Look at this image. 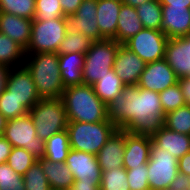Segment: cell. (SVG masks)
<instances>
[{
  "mask_svg": "<svg viewBox=\"0 0 190 190\" xmlns=\"http://www.w3.org/2000/svg\"><path fill=\"white\" fill-rule=\"evenodd\" d=\"M151 145L152 140L150 136L136 135L125 131L124 169L130 170L147 164L150 158Z\"/></svg>",
  "mask_w": 190,
  "mask_h": 190,
  "instance_id": "obj_17",
  "label": "cell"
},
{
  "mask_svg": "<svg viewBox=\"0 0 190 190\" xmlns=\"http://www.w3.org/2000/svg\"><path fill=\"white\" fill-rule=\"evenodd\" d=\"M178 83L174 70L163 58L147 63L138 82V87L155 92H162Z\"/></svg>",
  "mask_w": 190,
  "mask_h": 190,
  "instance_id": "obj_13",
  "label": "cell"
},
{
  "mask_svg": "<svg viewBox=\"0 0 190 190\" xmlns=\"http://www.w3.org/2000/svg\"><path fill=\"white\" fill-rule=\"evenodd\" d=\"M25 54L24 66L30 72L40 98H61L65 88L61 78L58 53Z\"/></svg>",
  "mask_w": 190,
  "mask_h": 190,
  "instance_id": "obj_2",
  "label": "cell"
},
{
  "mask_svg": "<svg viewBox=\"0 0 190 190\" xmlns=\"http://www.w3.org/2000/svg\"><path fill=\"white\" fill-rule=\"evenodd\" d=\"M164 126L174 132L190 135V106L184 105L165 114Z\"/></svg>",
  "mask_w": 190,
  "mask_h": 190,
  "instance_id": "obj_31",
  "label": "cell"
},
{
  "mask_svg": "<svg viewBox=\"0 0 190 190\" xmlns=\"http://www.w3.org/2000/svg\"><path fill=\"white\" fill-rule=\"evenodd\" d=\"M130 190H150L148 184L147 164L126 170Z\"/></svg>",
  "mask_w": 190,
  "mask_h": 190,
  "instance_id": "obj_40",
  "label": "cell"
},
{
  "mask_svg": "<svg viewBox=\"0 0 190 190\" xmlns=\"http://www.w3.org/2000/svg\"><path fill=\"white\" fill-rule=\"evenodd\" d=\"M155 148L167 150L177 160L190 151V135L174 132L165 126L151 136Z\"/></svg>",
  "mask_w": 190,
  "mask_h": 190,
  "instance_id": "obj_20",
  "label": "cell"
},
{
  "mask_svg": "<svg viewBox=\"0 0 190 190\" xmlns=\"http://www.w3.org/2000/svg\"><path fill=\"white\" fill-rule=\"evenodd\" d=\"M25 49L0 32V64L8 68H15L24 65Z\"/></svg>",
  "mask_w": 190,
  "mask_h": 190,
  "instance_id": "obj_26",
  "label": "cell"
},
{
  "mask_svg": "<svg viewBox=\"0 0 190 190\" xmlns=\"http://www.w3.org/2000/svg\"><path fill=\"white\" fill-rule=\"evenodd\" d=\"M65 17L60 0H35L36 20H50Z\"/></svg>",
  "mask_w": 190,
  "mask_h": 190,
  "instance_id": "obj_38",
  "label": "cell"
},
{
  "mask_svg": "<svg viewBox=\"0 0 190 190\" xmlns=\"http://www.w3.org/2000/svg\"><path fill=\"white\" fill-rule=\"evenodd\" d=\"M125 84L121 81L114 70H110L98 81H96L92 87L96 95L108 105L113 99L121 95V92Z\"/></svg>",
  "mask_w": 190,
  "mask_h": 190,
  "instance_id": "obj_27",
  "label": "cell"
},
{
  "mask_svg": "<svg viewBox=\"0 0 190 190\" xmlns=\"http://www.w3.org/2000/svg\"><path fill=\"white\" fill-rule=\"evenodd\" d=\"M164 59L178 79L190 77V33L168 39Z\"/></svg>",
  "mask_w": 190,
  "mask_h": 190,
  "instance_id": "obj_15",
  "label": "cell"
},
{
  "mask_svg": "<svg viewBox=\"0 0 190 190\" xmlns=\"http://www.w3.org/2000/svg\"><path fill=\"white\" fill-rule=\"evenodd\" d=\"M107 118L118 129L151 137L164 127L165 114L158 92L125 85L107 105Z\"/></svg>",
  "mask_w": 190,
  "mask_h": 190,
  "instance_id": "obj_1",
  "label": "cell"
},
{
  "mask_svg": "<svg viewBox=\"0 0 190 190\" xmlns=\"http://www.w3.org/2000/svg\"><path fill=\"white\" fill-rule=\"evenodd\" d=\"M5 89L10 92L11 96L22 101L28 110L41 100L32 76L24 65L10 68Z\"/></svg>",
  "mask_w": 190,
  "mask_h": 190,
  "instance_id": "obj_11",
  "label": "cell"
},
{
  "mask_svg": "<svg viewBox=\"0 0 190 190\" xmlns=\"http://www.w3.org/2000/svg\"><path fill=\"white\" fill-rule=\"evenodd\" d=\"M66 33L65 17L50 20L33 19L31 38L25 53H58V48Z\"/></svg>",
  "mask_w": 190,
  "mask_h": 190,
  "instance_id": "obj_9",
  "label": "cell"
},
{
  "mask_svg": "<svg viewBox=\"0 0 190 190\" xmlns=\"http://www.w3.org/2000/svg\"><path fill=\"white\" fill-rule=\"evenodd\" d=\"M68 121L95 123L107 121V105L96 95L92 85L65 88L61 97Z\"/></svg>",
  "mask_w": 190,
  "mask_h": 190,
  "instance_id": "obj_3",
  "label": "cell"
},
{
  "mask_svg": "<svg viewBox=\"0 0 190 190\" xmlns=\"http://www.w3.org/2000/svg\"><path fill=\"white\" fill-rule=\"evenodd\" d=\"M178 84L181 87L186 105L190 106V77L179 78Z\"/></svg>",
  "mask_w": 190,
  "mask_h": 190,
  "instance_id": "obj_44",
  "label": "cell"
},
{
  "mask_svg": "<svg viewBox=\"0 0 190 190\" xmlns=\"http://www.w3.org/2000/svg\"><path fill=\"white\" fill-rule=\"evenodd\" d=\"M143 28L161 30L162 5L159 0H150L135 8Z\"/></svg>",
  "mask_w": 190,
  "mask_h": 190,
  "instance_id": "obj_29",
  "label": "cell"
},
{
  "mask_svg": "<svg viewBox=\"0 0 190 190\" xmlns=\"http://www.w3.org/2000/svg\"><path fill=\"white\" fill-rule=\"evenodd\" d=\"M122 0H97V23L104 39L116 37L118 15Z\"/></svg>",
  "mask_w": 190,
  "mask_h": 190,
  "instance_id": "obj_22",
  "label": "cell"
},
{
  "mask_svg": "<svg viewBox=\"0 0 190 190\" xmlns=\"http://www.w3.org/2000/svg\"><path fill=\"white\" fill-rule=\"evenodd\" d=\"M150 0H122L124 4L130 5L134 8L138 7L139 5L148 2Z\"/></svg>",
  "mask_w": 190,
  "mask_h": 190,
  "instance_id": "obj_48",
  "label": "cell"
},
{
  "mask_svg": "<svg viewBox=\"0 0 190 190\" xmlns=\"http://www.w3.org/2000/svg\"><path fill=\"white\" fill-rule=\"evenodd\" d=\"M162 6H178L190 9V0H159Z\"/></svg>",
  "mask_w": 190,
  "mask_h": 190,
  "instance_id": "obj_46",
  "label": "cell"
},
{
  "mask_svg": "<svg viewBox=\"0 0 190 190\" xmlns=\"http://www.w3.org/2000/svg\"><path fill=\"white\" fill-rule=\"evenodd\" d=\"M0 113L7 119H14L29 113V110L6 89L0 95Z\"/></svg>",
  "mask_w": 190,
  "mask_h": 190,
  "instance_id": "obj_35",
  "label": "cell"
},
{
  "mask_svg": "<svg viewBox=\"0 0 190 190\" xmlns=\"http://www.w3.org/2000/svg\"><path fill=\"white\" fill-rule=\"evenodd\" d=\"M82 1L83 0H60L63 14L65 16L74 14L78 10Z\"/></svg>",
  "mask_w": 190,
  "mask_h": 190,
  "instance_id": "obj_42",
  "label": "cell"
},
{
  "mask_svg": "<svg viewBox=\"0 0 190 190\" xmlns=\"http://www.w3.org/2000/svg\"><path fill=\"white\" fill-rule=\"evenodd\" d=\"M117 129L109 120L95 123L69 121L66 130L70 149L96 156Z\"/></svg>",
  "mask_w": 190,
  "mask_h": 190,
  "instance_id": "obj_4",
  "label": "cell"
},
{
  "mask_svg": "<svg viewBox=\"0 0 190 190\" xmlns=\"http://www.w3.org/2000/svg\"><path fill=\"white\" fill-rule=\"evenodd\" d=\"M121 44L114 39L94 41L85 53V61L82 69L83 82L93 85L107 72L112 70L117 50Z\"/></svg>",
  "mask_w": 190,
  "mask_h": 190,
  "instance_id": "obj_7",
  "label": "cell"
},
{
  "mask_svg": "<svg viewBox=\"0 0 190 190\" xmlns=\"http://www.w3.org/2000/svg\"><path fill=\"white\" fill-rule=\"evenodd\" d=\"M13 146L3 137H0V164L6 163Z\"/></svg>",
  "mask_w": 190,
  "mask_h": 190,
  "instance_id": "obj_43",
  "label": "cell"
},
{
  "mask_svg": "<svg viewBox=\"0 0 190 190\" xmlns=\"http://www.w3.org/2000/svg\"><path fill=\"white\" fill-rule=\"evenodd\" d=\"M0 12L33 20L35 17V0H0Z\"/></svg>",
  "mask_w": 190,
  "mask_h": 190,
  "instance_id": "obj_33",
  "label": "cell"
},
{
  "mask_svg": "<svg viewBox=\"0 0 190 190\" xmlns=\"http://www.w3.org/2000/svg\"><path fill=\"white\" fill-rule=\"evenodd\" d=\"M96 16L97 0H83L74 14L65 16L67 29L81 32L94 41L103 40Z\"/></svg>",
  "mask_w": 190,
  "mask_h": 190,
  "instance_id": "obj_12",
  "label": "cell"
},
{
  "mask_svg": "<svg viewBox=\"0 0 190 190\" xmlns=\"http://www.w3.org/2000/svg\"><path fill=\"white\" fill-rule=\"evenodd\" d=\"M159 97L164 114L186 105L181 87L178 83L160 92Z\"/></svg>",
  "mask_w": 190,
  "mask_h": 190,
  "instance_id": "obj_37",
  "label": "cell"
},
{
  "mask_svg": "<svg viewBox=\"0 0 190 190\" xmlns=\"http://www.w3.org/2000/svg\"><path fill=\"white\" fill-rule=\"evenodd\" d=\"M178 173L182 183L190 180V151L178 160Z\"/></svg>",
  "mask_w": 190,
  "mask_h": 190,
  "instance_id": "obj_41",
  "label": "cell"
},
{
  "mask_svg": "<svg viewBox=\"0 0 190 190\" xmlns=\"http://www.w3.org/2000/svg\"><path fill=\"white\" fill-rule=\"evenodd\" d=\"M167 190H186V189H185L184 184L182 183L179 186H176V187H173V188L167 189Z\"/></svg>",
  "mask_w": 190,
  "mask_h": 190,
  "instance_id": "obj_50",
  "label": "cell"
},
{
  "mask_svg": "<svg viewBox=\"0 0 190 190\" xmlns=\"http://www.w3.org/2000/svg\"><path fill=\"white\" fill-rule=\"evenodd\" d=\"M69 190H100L95 182L74 181Z\"/></svg>",
  "mask_w": 190,
  "mask_h": 190,
  "instance_id": "obj_45",
  "label": "cell"
},
{
  "mask_svg": "<svg viewBox=\"0 0 190 190\" xmlns=\"http://www.w3.org/2000/svg\"><path fill=\"white\" fill-rule=\"evenodd\" d=\"M94 40L85 36L81 32L73 29H67L66 36L61 41L58 53H82L85 54L92 46Z\"/></svg>",
  "mask_w": 190,
  "mask_h": 190,
  "instance_id": "obj_30",
  "label": "cell"
},
{
  "mask_svg": "<svg viewBox=\"0 0 190 190\" xmlns=\"http://www.w3.org/2000/svg\"><path fill=\"white\" fill-rule=\"evenodd\" d=\"M69 150L68 132L67 130H63L45 141L44 158L55 163H65Z\"/></svg>",
  "mask_w": 190,
  "mask_h": 190,
  "instance_id": "obj_28",
  "label": "cell"
},
{
  "mask_svg": "<svg viewBox=\"0 0 190 190\" xmlns=\"http://www.w3.org/2000/svg\"><path fill=\"white\" fill-rule=\"evenodd\" d=\"M36 134L43 141L52 135L66 130L68 118L61 98H48L38 101L30 110Z\"/></svg>",
  "mask_w": 190,
  "mask_h": 190,
  "instance_id": "obj_5",
  "label": "cell"
},
{
  "mask_svg": "<svg viewBox=\"0 0 190 190\" xmlns=\"http://www.w3.org/2000/svg\"><path fill=\"white\" fill-rule=\"evenodd\" d=\"M33 20L0 12V32L20 44L24 49L29 45Z\"/></svg>",
  "mask_w": 190,
  "mask_h": 190,
  "instance_id": "obj_21",
  "label": "cell"
},
{
  "mask_svg": "<svg viewBox=\"0 0 190 190\" xmlns=\"http://www.w3.org/2000/svg\"><path fill=\"white\" fill-rule=\"evenodd\" d=\"M161 30L168 39L190 33V9L178 6H162Z\"/></svg>",
  "mask_w": 190,
  "mask_h": 190,
  "instance_id": "obj_19",
  "label": "cell"
},
{
  "mask_svg": "<svg viewBox=\"0 0 190 190\" xmlns=\"http://www.w3.org/2000/svg\"><path fill=\"white\" fill-rule=\"evenodd\" d=\"M13 147L24 148L37 160L43 159L45 141L36 134L30 114L7 120L2 135Z\"/></svg>",
  "mask_w": 190,
  "mask_h": 190,
  "instance_id": "obj_8",
  "label": "cell"
},
{
  "mask_svg": "<svg viewBox=\"0 0 190 190\" xmlns=\"http://www.w3.org/2000/svg\"><path fill=\"white\" fill-rule=\"evenodd\" d=\"M100 190H130L127 173L123 168H115L101 173Z\"/></svg>",
  "mask_w": 190,
  "mask_h": 190,
  "instance_id": "obj_32",
  "label": "cell"
},
{
  "mask_svg": "<svg viewBox=\"0 0 190 190\" xmlns=\"http://www.w3.org/2000/svg\"><path fill=\"white\" fill-rule=\"evenodd\" d=\"M167 41L168 38L162 30L143 28L123 45L147 64L165 57Z\"/></svg>",
  "mask_w": 190,
  "mask_h": 190,
  "instance_id": "obj_10",
  "label": "cell"
},
{
  "mask_svg": "<svg viewBox=\"0 0 190 190\" xmlns=\"http://www.w3.org/2000/svg\"><path fill=\"white\" fill-rule=\"evenodd\" d=\"M150 190H167L182 184L178 173V160L167 150L151 145L147 163Z\"/></svg>",
  "mask_w": 190,
  "mask_h": 190,
  "instance_id": "obj_6",
  "label": "cell"
},
{
  "mask_svg": "<svg viewBox=\"0 0 190 190\" xmlns=\"http://www.w3.org/2000/svg\"><path fill=\"white\" fill-rule=\"evenodd\" d=\"M65 164L75 181L101 183V169L97 157L93 154L70 149Z\"/></svg>",
  "mask_w": 190,
  "mask_h": 190,
  "instance_id": "obj_14",
  "label": "cell"
},
{
  "mask_svg": "<svg viewBox=\"0 0 190 190\" xmlns=\"http://www.w3.org/2000/svg\"><path fill=\"white\" fill-rule=\"evenodd\" d=\"M43 169L52 190H69L74 183V176L63 163L51 162L45 158L37 160Z\"/></svg>",
  "mask_w": 190,
  "mask_h": 190,
  "instance_id": "obj_25",
  "label": "cell"
},
{
  "mask_svg": "<svg viewBox=\"0 0 190 190\" xmlns=\"http://www.w3.org/2000/svg\"><path fill=\"white\" fill-rule=\"evenodd\" d=\"M186 190H190V180L183 183Z\"/></svg>",
  "mask_w": 190,
  "mask_h": 190,
  "instance_id": "obj_51",
  "label": "cell"
},
{
  "mask_svg": "<svg viewBox=\"0 0 190 190\" xmlns=\"http://www.w3.org/2000/svg\"><path fill=\"white\" fill-rule=\"evenodd\" d=\"M0 190H26L23 176L16 173L7 163L0 164Z\"/></svg>",
  "mask_w": 190,
  "mask_h": 190,
  "instance_id": "obj_39",
  "label": "cell"
},
{
  "mask_svg": "<svg viewBox=\"0 0 190 190\" xmlns=\"http://www.w3.org/2000/svg\"><path fill=\"white\" fill-rule=\"evenodd\" d=\"M10 68L0 64V95L6 88L7 76Z\"/></svg>",
  "mask_w": 190,
  "mask_h": 190,
  "instance_id": "obj_47",
  "label": "cell"
},
{
  "mask_svg": "<svg viewBox=\"0 0 190 190\" xmlns=\"http://www.w3.org/2000/svg\"><path fill=\"white\" fill-rule=\"evenodd\" d=\"M142 29L143 25L138 17L136 9L130 5L122 3L118 15L116 37L114 40L120 44H124Z\"/></svg>",
  "mask_w": 190,
  "mask_h": 190,
  "instance_id": "obj_24",
  "label": "cell"
},
{
  "mask_svg": "<svg viewBox=\"0 0 190 190\" xmlns=\"http://www.w3.org/2000/svg\"><path fill=\"white\" fill-rule=\"evenodd\" d=\"M124 151L125 130L117 129L96 155L101 172L123 168Z\"/></svg>",
  "mask_w": 190,
  "mask_h": 190,
  "instance_id": "obj_18",
  "label": "cell"
},
{
  "mask_svg": "<svg viewBox=\"0 0 190 190\" xmlns=\"http://www.w3.org/2000/svg\"><path fill=\"white\" fill-rule=\"evenodd\" d=\"M145 66L146 63L136 53L121 44L112 69L125 85H138Z\"/></svg>",
  "mask_w": 190,
  "mask_h": 190,
  "instance_id": "obj_16",
  "label": "cell"
},
{
  "mask_svg": "<svg viewBox=\"0 0 190 190\" xmlns=\"http://www.w3.org/2000/svg\"><path fill=\"white\" fill-rule=\"evenodd\" d=\"M7 119L0 113V137L3 135Z\"/></svg>",
  "mask_w": 190,
  "mask_h": 190,
  "instance_id": "obj_49",
  "label": "cell"
},
{
  "mask_svg": "<svg viewBox=\"0 0 190 190\" xmlns=\"http://www.w3.org/2000/svg\"><path fill=\"white\" fill-rule=\"evenodd\" d=\"M59 68L63 87L84 84L82 77V69L85 61V54L82 53H58Z\"/></svg>",
  "mask_w": 190,
  "mask_h": 190,
  "instance_id": "obj_23",
  "label": "cell"
},
{
  "mask_svg": "<svg viewBox=\"0 0 190 190\" xmlns=\"http://www.w3.org/2000/svg\"><path fill=\"white\" fill-rule=\"evenodd\" d=\"M36 161L37 159L26 149L13 147L6 163L23 176Z\"/></svg>",
  "mask_w": 190,
  "mask_h": 190,
  "instance_id": "obj_34",
  "label": "cell"
},
{
  "mask_svg": "<svg viewBox=\"0 0 190 190\" xmlns=\"http://www.w3.org/2000/svg\"><path fill=\"white\" fill-rule=\"evenodd\" d=\"M23 179L26 190H52L38 161L23 175Z\"/></svg>",
  "mask_w": 190,
  "mask_h": 190,
  "instance_id": "obj_36",
  "label": "cell"
}]
</instances>
